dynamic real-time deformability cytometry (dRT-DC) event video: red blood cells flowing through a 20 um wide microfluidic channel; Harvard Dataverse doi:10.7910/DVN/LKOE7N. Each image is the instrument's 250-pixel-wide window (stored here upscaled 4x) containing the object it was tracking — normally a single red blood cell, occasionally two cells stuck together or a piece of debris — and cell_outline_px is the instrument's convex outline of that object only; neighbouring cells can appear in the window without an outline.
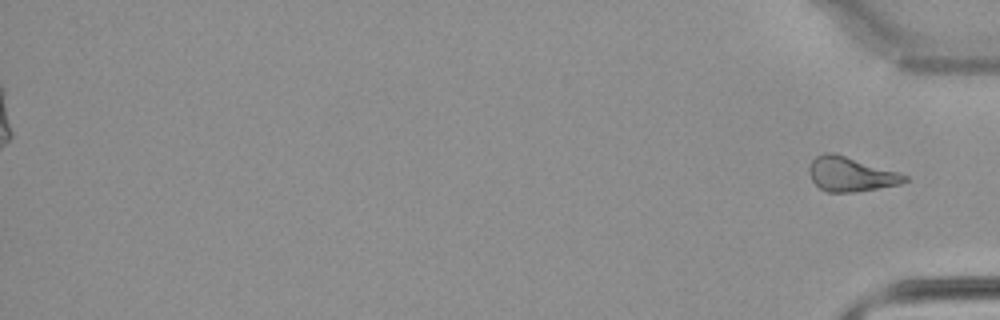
{"species": "common noctule bat (a hibernating species)", "species_latin": "Nyctalus noctula", "temperature_condition": "warm", "stored_images_in_passage": 39, "segment_of_instrument_passage": [2, 2], "camera_frame_rate_fps": 3000, "um_per_image_px": 0.085, "animal": {"sex": "male", "body_mass_g": 21.5, "forearm_length_mm": 52.0}, "frame": {"image": 1, "passage_image": 39, "time_ms": 12.667, "image_size_px": [1000, 320], "cell_outline_px": [[908, 180], [900, 184], [856, 192], [824, 192], [812, 180], [812, 160], [816, 156], [824, 152], [832, 152], [896, 172], [908, 176]], "centroid_in_image_um": [72.32, 14.83], "position_along_channel_um": 362.9, "area_um2": 18.55}}